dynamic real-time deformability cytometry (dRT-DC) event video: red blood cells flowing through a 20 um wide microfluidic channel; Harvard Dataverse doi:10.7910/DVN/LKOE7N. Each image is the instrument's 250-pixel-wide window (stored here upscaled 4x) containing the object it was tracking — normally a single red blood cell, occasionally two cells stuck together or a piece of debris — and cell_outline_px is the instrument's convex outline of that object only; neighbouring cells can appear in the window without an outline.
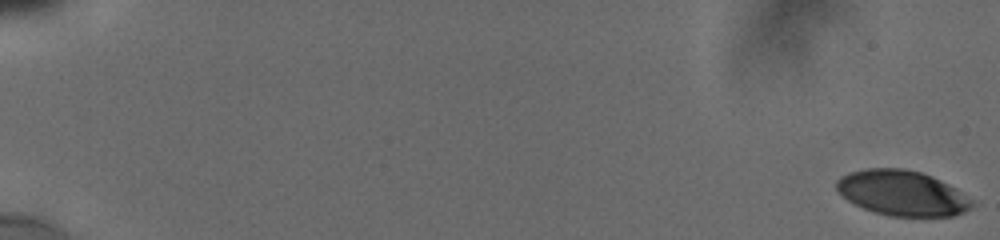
{"species": "human", "species_latin": "Homo sapiens", "temperature_condition": "cold", "stored_images_in_passage": 14, "camera_frame_rate_fps": 3000, "um_per_image_px": 0.085, "donor": {"sex": "male"}, "frame": {"image": 1, "passage_image": 1, "time_ms": 0.0, "image_size_px": [1000, 240], "cell_outline_px": [[976, 204], [964, 212], [952, 216], [888, 216], [864, 208], [848, 200], [836, 188], [836, 180], [840, 176], [848, 172], [868, 168], [904, 168], [920, 172], [932, 176], [948, 184], [972, 200]], "centroid_in_image_um": [76.68, 16.4], "position_along_channel_um": 8.3, "area_um2": 35.49}}
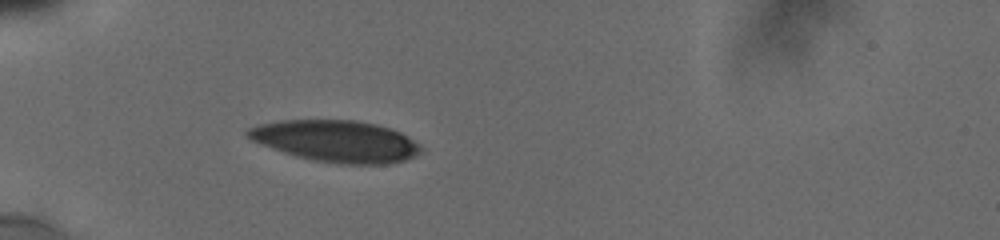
{"frame": {"image": 2, "passage_image": 14, "time_ms": 6.333, "image_size_px": [1000, 240], "cell_outline_px": [[424, 148], [416, 156], [404, 160], [384, 164], [344, 164], [316, 160], [296, 156], [252, 140], [244, 132], [248, 128], [260, 124], [280, 120], [356, 120], [376, 124], [392, 128], [408, 136], [420, 144]], "centroid_in_image_um": [28.63, 11.98], "position_along_channel_um": 56.4, "area_um2": 41.79}}